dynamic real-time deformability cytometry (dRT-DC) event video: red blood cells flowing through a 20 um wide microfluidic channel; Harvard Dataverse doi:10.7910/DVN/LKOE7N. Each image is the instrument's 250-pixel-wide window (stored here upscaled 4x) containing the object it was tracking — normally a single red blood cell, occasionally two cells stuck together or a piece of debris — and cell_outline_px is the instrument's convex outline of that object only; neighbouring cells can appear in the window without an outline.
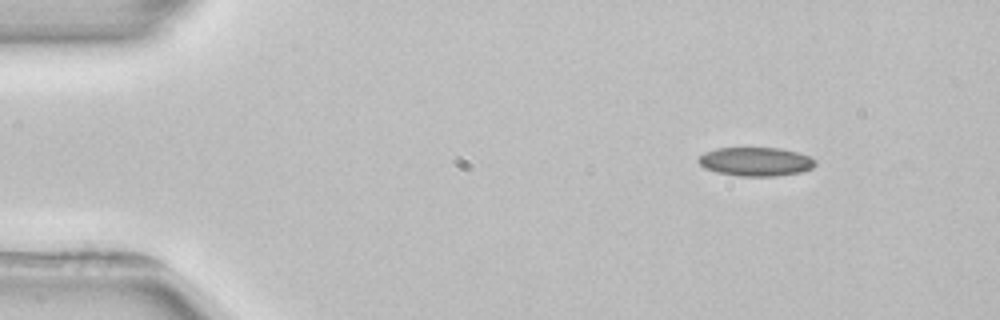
{"species": "common noctule bat (a hibernating species)", "species_latin": "Nyctalus noctula", "temperature_condition": "room temperature", "stored_images_in_passage": 3, "camera_frame_rate_fps": 3000, "um_per_image_px": 0.085, "animal": {"sex": "female", "body_mass_g": 22.7, "forearm_length_mm": 54.2}, "frame": {"image": 1, "passage_image": 1, "time_ms": 0.0, "image_size_px": [1000, 320], "cell_outline_px": [[816, 164], [812, 168], [800, 172], [776, 176], [740, 176], [716, 172], [704, 168], [696, 160], [704, 152], [716, 148], [780, 148], [796, 152], [808, 156], [816, 160]], "centroid_in_image_um": [64.21, 13.74], "position_along_channel_um": 20.8, "area_um2": 19.59}}
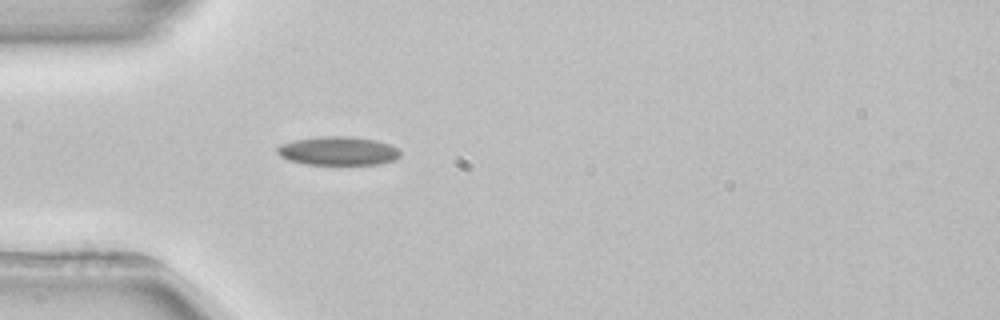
{"frame": {"image": 2, "passage_image": 3, "time_ms": 3.0, "image_size_px": [1000, 320], "cell_outline_px": [[400, 156], [396, 160], [380, 164], [304, 164], [288, 160], [280, 156], [276, 152], [276, 148], [280, 144], [296, 140], [320, 136], [352, 136], [376, 140], [388, 144], [396, 148], [400, 152]], "centroid_in_image_um": [28.73, 12.83], "position_along_channel_um": 56.3, "area_um2": 20.63}}